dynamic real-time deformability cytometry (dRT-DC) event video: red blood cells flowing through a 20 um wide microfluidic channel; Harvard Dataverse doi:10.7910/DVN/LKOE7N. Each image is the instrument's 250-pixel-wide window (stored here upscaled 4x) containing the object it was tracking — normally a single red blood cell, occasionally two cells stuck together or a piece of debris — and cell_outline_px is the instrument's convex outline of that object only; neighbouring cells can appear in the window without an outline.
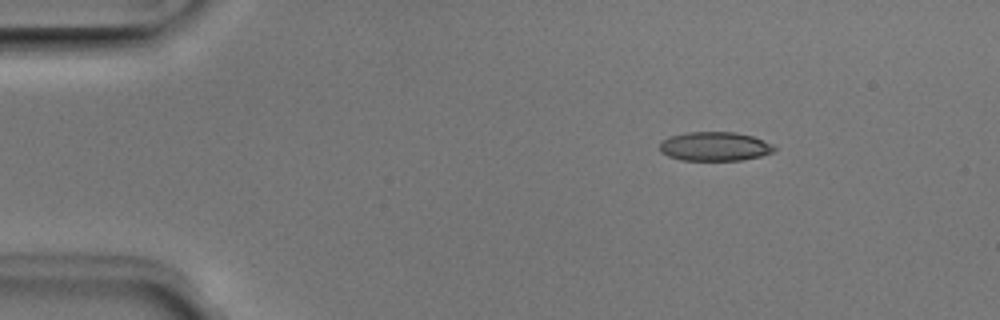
{"species": "Egyptian fruit bat (a non-hibernating species)", "species_latin": "Rousettus aegyptiacus", "temperature_condition": "room temperature", "stored_images_in_passage": 44, "camera_frame_rate_fps": 3000, "um_per_image_px": 0.085, "animal": {"sex": "male"}, "frame": {"image": 1, "passage_image": 1, "time_ms": 0.0, "image_size_px": [1000, 320], "cell_outline_px": [[776, 148], [772, 152], [760, 156], [740, 160], [680, 160], [668, 156], [660, 152], [660, 144], [668, 136], [688, 132], [736, 132], [752, 136], [772, 144]], "centroid_in_image_um": [60.73, 12.44], "position_along_channel_um": 24.3, "area_um2": 19.31}}
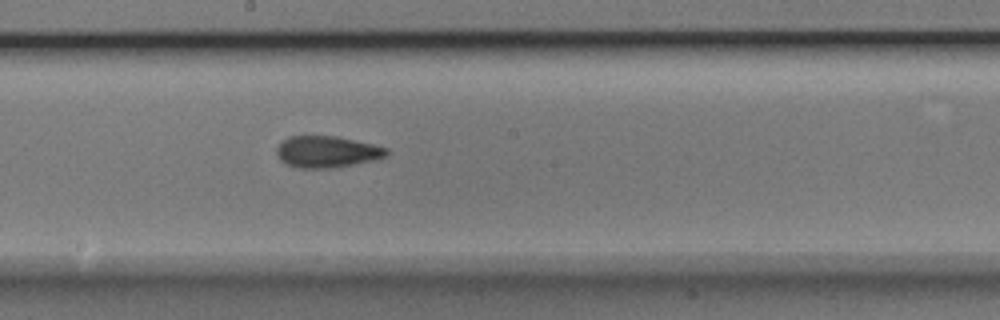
{"frame": {"image": 2, "passage_image": 21, "time_ms": 6.667, "image_size_px": [1000, 320], "cell_outline_px": [[388, 152], [384, 156], [372, 160], [332, 168], [300, 168], [288, 164], [280, 160], [276, 156], [276, 148], [280, 140], [288, 136], [336, 136], [372, 144], [388, 148]], "centroid_in_image_um": [27.71, 12.89], "position_along_channel_um": 220.5, "area_um2": 20.11}}
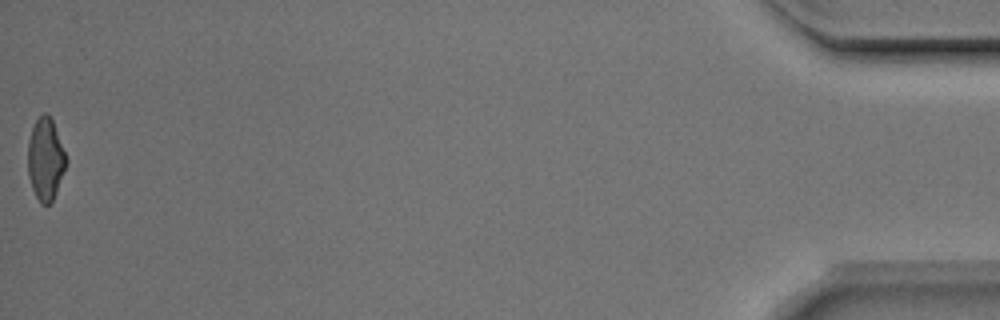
{"frame": {"image": 3, "passage_image": 44, "time_ms": 14.333, "image_size_px": [1000, 320], "cell_outline_px": [[68, 160], [56, 192], [52, 200], [48, 204], [40, 204], [32, 188], [28, 176], [28, 140], [32, 128], [36, 120], [44, 112], [52, 120]], "centroid_in_image_um": [3.86, 13.55], "position_along_channel_um": 431.3, "area_um2": 18.09}, "authors_computed_cell_mechanics": {"area_um2": 19.652, "velocity_mm_per_s": 4.0271, "shape_relaxation_time_tau1_ms": 10.8073, "shape_relaxation_time_tau2_ms": 2.651, "deformation_change_tau1": 0.2304, "deformation_change_tau2": 0.089}}